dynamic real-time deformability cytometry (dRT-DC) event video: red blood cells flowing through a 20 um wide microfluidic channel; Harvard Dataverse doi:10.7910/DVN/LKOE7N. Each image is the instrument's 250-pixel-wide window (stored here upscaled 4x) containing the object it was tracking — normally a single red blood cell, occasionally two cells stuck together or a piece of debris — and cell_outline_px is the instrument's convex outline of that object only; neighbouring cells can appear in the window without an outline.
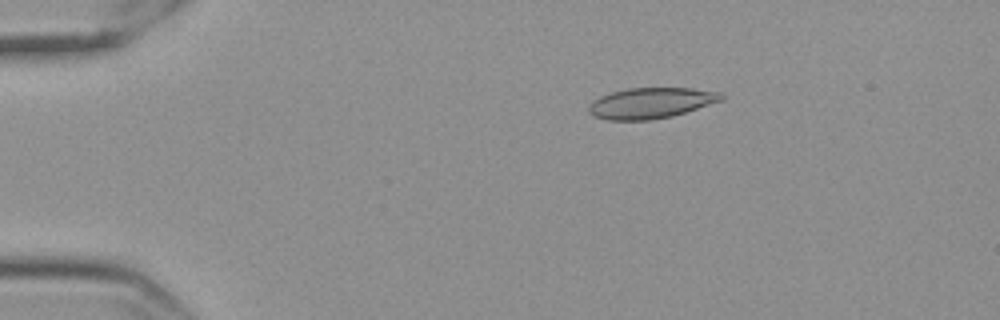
{"species": "Egyptian fruit bat (a non-hibernating species)", "species_latin": "Rousettus aegyptiacus", "temperature_condition": "cold", "stored_images_in_passage": 56, "camera_frame_rate_fps": 3000, "um_per_image_px": 0.085, "frame": {"image": 1, "passage_image": 9, "time_ms": 2.667, "image_size_px": [1000, 320], "cell_outline_px": [[724, 100], [672, 116], [652, 120], [608, 120], [596, 116], [588, 112], [588, 108], [592, 100], [600, 96], [612, 92], [628, 88], [692, 88], [720, 92], [724, 96]], "centroid_in_image_um": [55.33, 8.75], "position_along_channel_um": 29.7, "area_um2": 23.76}}
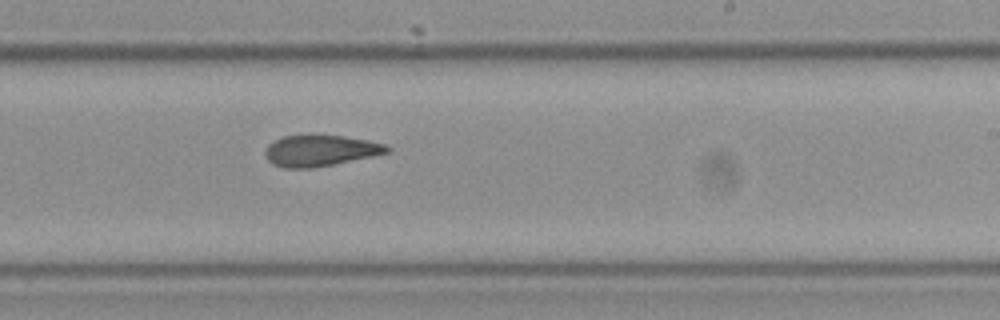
{"frame": {"image": 2, "passage_image": 34, "time_ms": 11.0, "image_size_px": [1000, 320], "cell_outline_px": [[392, 148], [388, 152], [372, 156], [312, 168], [284, 168], [272, 164], [264, 156], [264, 152], [268, 144], [284, 136], [344, 136], [368, 140], [384, 144]], "centroid_in_image_um": [27.2, 12.81], "position_along_channel_um": 261.8, "area_um2": 21.79}}
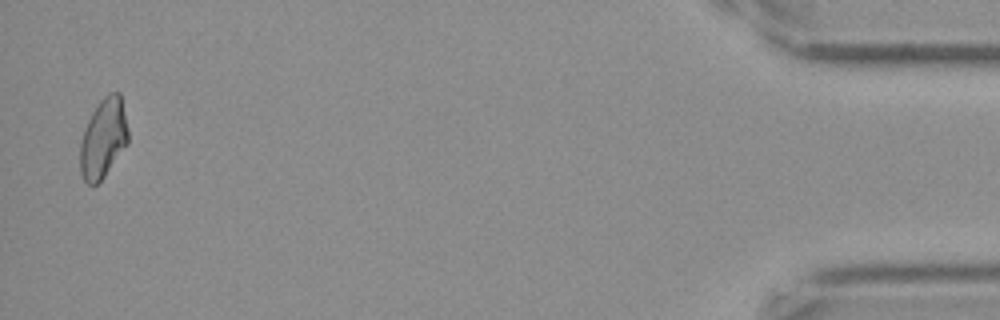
{"frame": {"image": 3, "passage_image": 55, "time_ms": 18.0, "image_size_px": [1000, 320], "cell_outline_px": [[128, 144], [104, 176], [96, 184], [88, 184], [84, 180], [80, 172], [80, 144], [84, 128], [92, 112], [100, 100], [108, 92], [120, 92], [128, 128]], "centroid_in_image_um": [8.78, 11.74], "position_along_channel_um": 426.4, "area_um2": 22.25}, "authors_computed_cell_mechanics": {"area_um2": 23.1489, "velocity_mm_per_s": 3.5363, "shape_relaxation_time_tau1_ms": 7.0522, "shape_relaxation_time_tau2_ms": 3.5119, "deformation_change_tau1": 0.1453, "deformation_change_tau2": 0.1063}}